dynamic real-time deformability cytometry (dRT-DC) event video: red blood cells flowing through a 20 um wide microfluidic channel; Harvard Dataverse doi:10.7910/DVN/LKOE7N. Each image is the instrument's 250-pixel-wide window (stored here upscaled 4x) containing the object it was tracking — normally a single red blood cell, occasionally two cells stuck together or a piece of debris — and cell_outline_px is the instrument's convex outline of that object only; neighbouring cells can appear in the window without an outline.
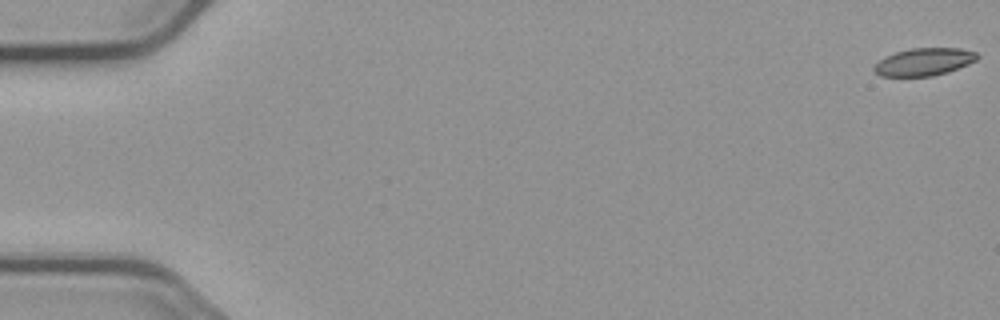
{"species": "common noctule bat (a hibernating species)", "species_latin": "Nyctalus noctula", "temperature_condition": "cold", "stored_images_in_passage": 56, "camera_frame_rate_fps": 3000, "um_per_image_px": 0.085, "animal": {"sex": "male", "body_mass_g": 23.1, "forearm_length_mm": 52.7}, "frame": {"image": 1, "passage_image": 1, "time_ms": 0.0, "image_size_px": [1000, 320], "cell_outline_px": [[980, 56], [976, 60], [968, 64], [948, 72], [932, 76], [880, 76], [872, 68], [884, 56], [896, 52], [912, 48], [960, 48], [976, 52]], "centroid_in_image_um": [78.55, 5.25], "position_along_channel_um": 6.4, "area_um2": 16.53}}
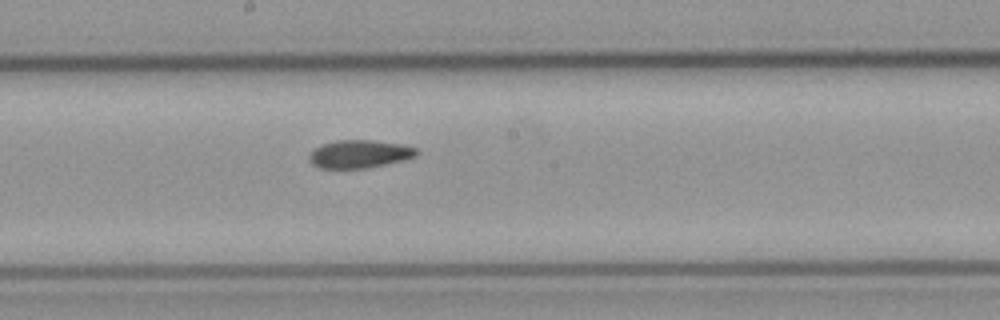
{"frame": {"image": 2, "passage_image": 31, "time_ms": 10.0, "image_size_px": [1000, 320], "cell_outline_px": [[420, 152], [416, 156], [368, 168], [320, 168], [312, 164], [308, 160], [308, 156], [320, 144], [336, 140], [372, 140], [404, 144], [416, 148]], "centroid_in_image_um": [30.54, 13.08], "position_along_channel_um": 217.7, "area_um2": 17.51}}
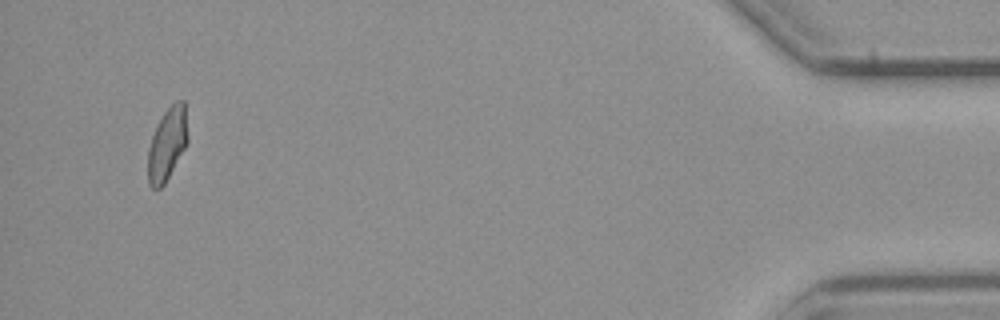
{"frame": {"image": 3, "passage_image": 54, "time_ms": 17.667, "image_size_px": [1000, 320], "cell_outline_px": [[188, 140], [184, 148], [164, 184], [160, 188], [152, 188], [148, 184], [148, 148], [152, 136], [164, 112], [176, 100], [184, 100], [188, 136]], "centroid_in_image_um": [14.21, 12.24], "position_along_channel_um": 421.0, "area_um2": 16.53}, "authors_computed_cell_mechanics": {"area_um2": 17.5423, "velocity_mm_per_s": 3.7172, "shape_relaxation_time_tau1_ms": null, "shape_relaxation_time_tau2_ms": 2.1164, "deformation_change_tau1": null, "deformation_change_tau2": 0.0643}}